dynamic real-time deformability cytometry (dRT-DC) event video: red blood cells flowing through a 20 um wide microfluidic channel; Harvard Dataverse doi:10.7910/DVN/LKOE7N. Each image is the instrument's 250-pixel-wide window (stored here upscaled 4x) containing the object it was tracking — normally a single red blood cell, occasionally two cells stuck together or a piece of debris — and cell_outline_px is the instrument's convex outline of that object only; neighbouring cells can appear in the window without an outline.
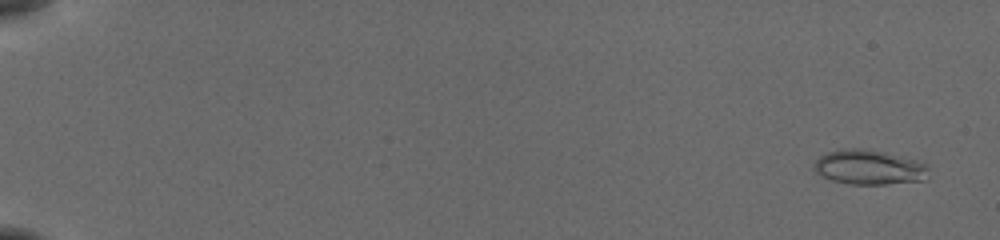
{"species": "common noctule bat (a hibernating species)", "species_latin": "Nyctalus noctula", "temperature_condition": "cold", "stored_images_in_passage": 56, "camera_frame_rate_fps": 3000, "um_per_image_px": 0.085, "animal": {"sex": "female", "body_mass_g": 19.5, "forearm_length_mm": 54.1}, "frame": {"image": 1, "passage_image": 3, "time_ms": 0.667, "image_size_px": [1000, 240], "cell_outline_px": [[928, 168], [924, 180], [884, 184], [848, 184], [832, 180], [816, 172], [812, 168], [812, 164], [820, 156], [828, 152], [848, 148], [860, 148], [884, 152], [916, 160], [928, 164]], "centroid_in_image_um": [73.85, 14.21], "position_along_channel_um": 11.2, "area_um2": 23.0}}
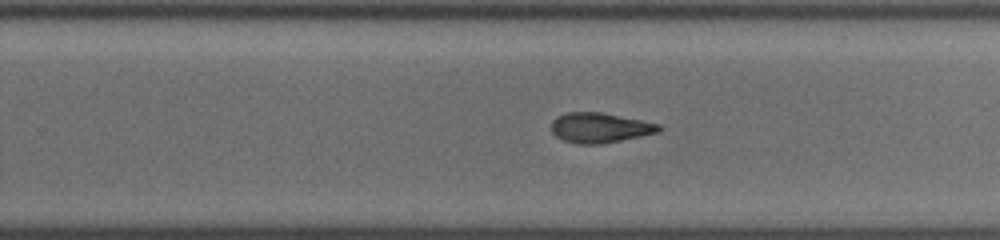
{"frame": {"image": 2, "passage_image": 38, "time_ms": 12.333, "image_size_px": [1000, 240], "cell_outline_px": [[664, 128], [660, 132], [600, 144], [580, 144], [564, 140], [556, 136], [552, 132], [552, 120], [556, 116], [568, 112], [600, 112], [660, 124]], "centroid_in_image_um": [50.99, 10.85], "position_along_channel_um": 278.8, "area_um2": 18.67}}
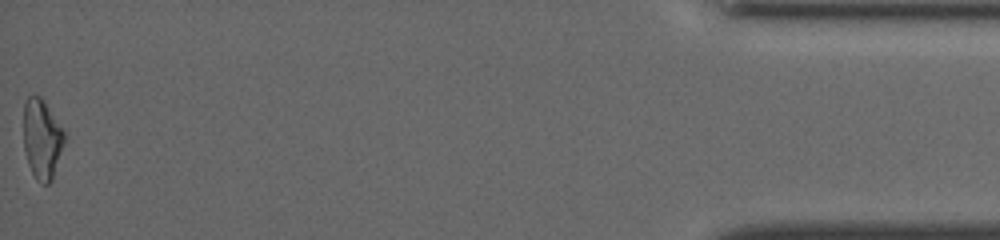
{"frame": {"image": 3, "passage_image": 56, "time_ms": 18.333, "image_size_px": [1000, 240], "cell_outline_px": [[68, 136], [52, 180], [48, 184], [40, 184], [36, 180], [28, 164], [24, 148], [24, 104], [28, 96], [40, 96], [44, 100]], "centroid_in_image_um": [3.6, 11.84], "position_along_channel_um": 431.6, "area_um2": 19.36}, "authors_computed_cell_mechanics": {"area_um2": 19.2474, "velocity_mm_per_s": 3.878, "shape_relaxation_time_tau1_ms": 4.3397, "shape_relaxation_time_tau2_ms": 8.6929, "deformation_change_tau1": 0.1643, "deformation_change_tau2": 0.1679}}